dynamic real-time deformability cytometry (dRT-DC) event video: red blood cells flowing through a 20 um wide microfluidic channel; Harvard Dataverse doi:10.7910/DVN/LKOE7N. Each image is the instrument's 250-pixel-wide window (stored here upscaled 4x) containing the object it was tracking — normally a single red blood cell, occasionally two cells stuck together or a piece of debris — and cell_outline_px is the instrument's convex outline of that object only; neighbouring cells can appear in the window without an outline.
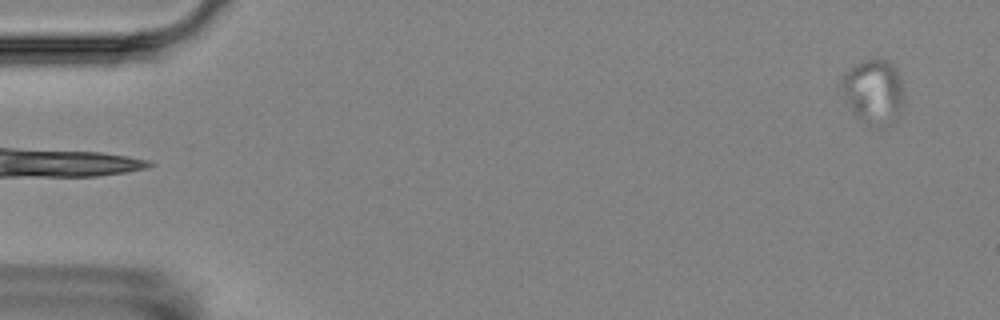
{"species": "Egyptian fruit bat (a non-hibernating species)", "species_latin": "Rousettus aegyptiacus", "temperature_condition": "room temperature", "stored_images_in_passage": 6, "camera_frame_rate_fps": 3000, "um_per_image_px": 0.085, "animal": {"sex": "female"}, "frame": {"image": 1, "passage_image": 1, "time_ms": 0.0, "image_size_px": [1000, 320], "cell_outline_px": [[904, 100], [896, 116], [856, 116], [840, 84], [840, 76], [844, 72], [856, 64], [864, 60], [884, 60], [892, 64], [896, 68], [900, 80]], "centroid_in_image_um": [74.21, 7.53], "position_along_channel_um": 10.8, "area_um2": 20.81}}
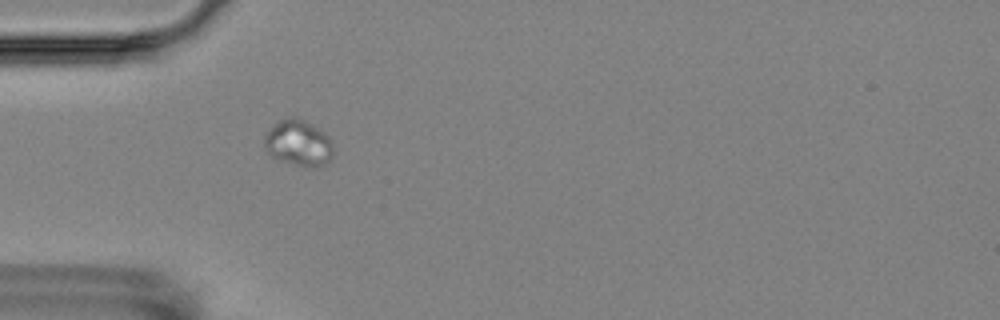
{"frame": {"image": 2, "passage_image": 5, "time_ms": 5.333, "image_size_px": [1000, 320], "cell_outline_px": [[332, 156], [324, 164], [300, 164], [280, 160], [272, 156], [264, 148], [264, 136], [280, 120], [288, 116], [296, 116], [312, 124], [324, 132], [332, 140]], "centroid_in_image_um": [25.35, 12.09], "position_along_channel_um": 59.6, "area_um2": 17.86}}
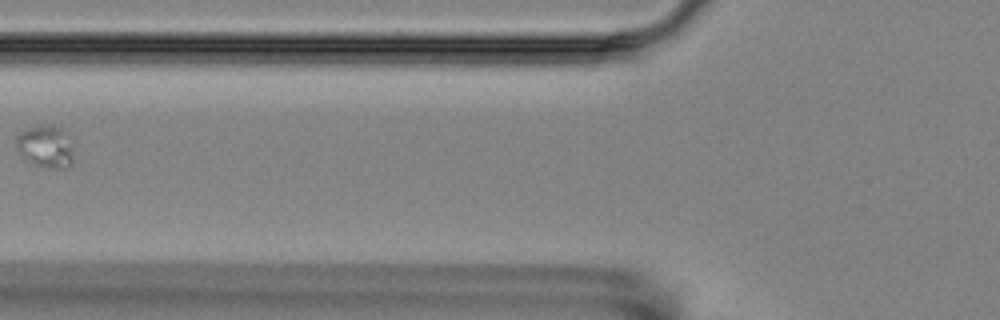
{"frame": {"image": 3, "passage_image": 6, "time_ms": 7.333, "image_size_px": [1000, 320], "cell_outline_px": [[72, 152], [68, 168], [56, 168], [36, 164], [20, 152], [16, 144], [16, 136], [20, 132], [28, 128], [40, 124], [52, 124], [68, 132], [72, 136]], "centroid_in_image_um": [3.92, 12.37], "position_along_channel_um": 121.9, "area_um2": 13.99}}